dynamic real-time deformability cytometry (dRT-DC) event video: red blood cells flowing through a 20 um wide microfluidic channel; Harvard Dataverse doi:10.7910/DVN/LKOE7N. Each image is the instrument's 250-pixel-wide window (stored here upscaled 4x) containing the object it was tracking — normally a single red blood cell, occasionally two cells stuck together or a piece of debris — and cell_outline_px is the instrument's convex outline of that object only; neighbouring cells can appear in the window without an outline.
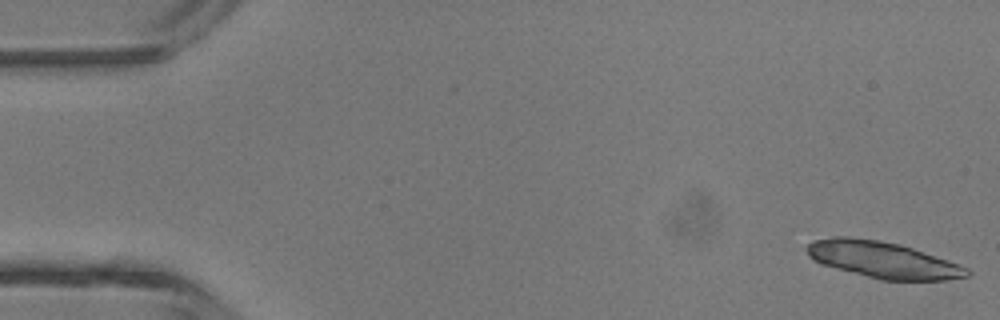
{"species": "common noctule bat (a hibernating species)", "species_latin": "Nyctalus noctula", "temperature_condition": "room temperature", "stored_images_in_passage": 6, "segment_of_instrument_passage": [1, 2], "camera_frame_rate_fps": 3000, "um_per_image_px": 0.085, "animal": {"sex": "male", "body_mass_g": 13.3}, "frame": {"image": 1, "passage_image": 1, "time_ms": 0.0, "image_size_px": [1000, 320], "cell_outline_px": [[972, 276], [944, 280], [880, 280], [820, 264], [808, 256], [804, 248], [808, 244], [816, 240], [832, 236], [848, 236], [880, 240], [900, 244], [948, 260], [968, 268], [972, 272]], "centroid_in_image_um": [75.02, 22.08], "position_along_channel_um": 10.0, "area_um2": 34.22}}